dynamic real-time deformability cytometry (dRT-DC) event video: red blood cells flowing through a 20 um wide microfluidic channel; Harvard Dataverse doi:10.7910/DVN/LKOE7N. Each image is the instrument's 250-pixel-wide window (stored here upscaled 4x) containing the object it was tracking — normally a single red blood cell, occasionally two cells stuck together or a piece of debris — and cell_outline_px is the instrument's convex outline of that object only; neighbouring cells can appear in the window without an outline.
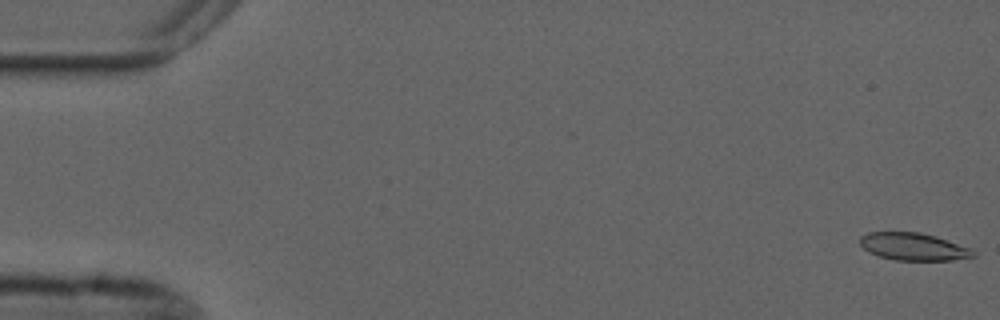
{"species": "common noctule bat (a hibernating species)", "species_latin": "Nyctalus noctula", "temperature_condition": "cold", "stored_images_in_passage": 55, "camera_frame_rate_fps": 3000, "um_per_image_px": 0.085, "animal": {"sex": "male", "forearm_length_mm": 52.5}, "frame": {"image": 1, "passage_image": 1, "time_ms": 0.0, "image_size_px": [1000, 320], "cell_outline_px": [[976, 256], [952, 260], [896, 260], [880, 256], [868, 252], [860, 244], [860, 236], [868, 232], [920, 232], [936, 236], [968, 248], [976, 252]], "centroid_in_image_um": [77.62, 20.96], "position_along_channel_um": 7.4, "area_um2": 17.98}}
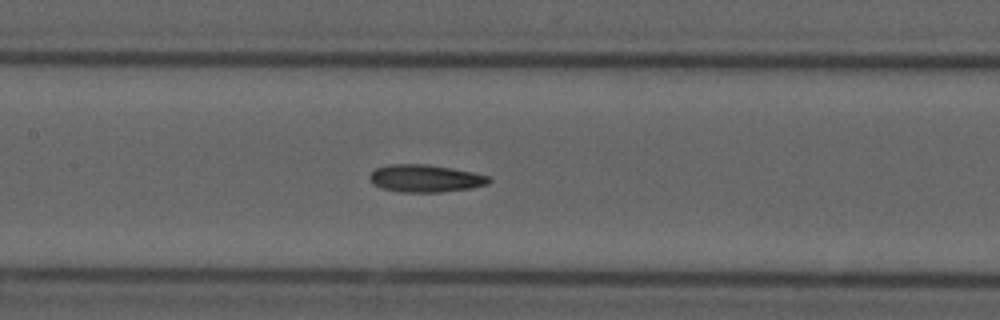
{"frame": {"image": 2, "passage_image": 26, "time_ms": 8.333, "image_size_px": [1000, 320], "cell_outline_px": [[492, 180], [488, 184], [472, 188], [440, 192], [400, 192], [380, 188], [368, 176], [376, 168], [388, 164], [428, 164], [472, 172], [492, 176]], "centroid_in_image_um": [36.19, 15.16], "position_along_channel_um": 171.2, "area_um2": 19.13}}
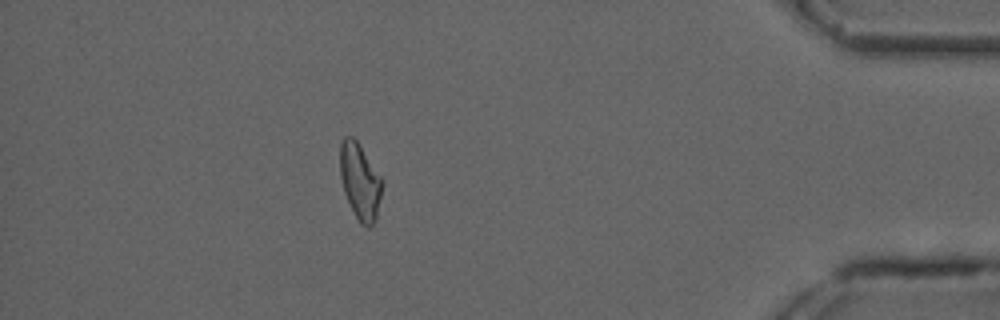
{"frame": {"image": 3, "passage_image": 49, "time_ms": 16.0, "image_size_px": [1000, 320], "cell_outline_px": [[384, 184], [376, 220], [368, 228], [360, 224], [344, 192], [340, 176], [340, 144], [344, 136], [352, 136], [360, 144], [384, 180]], "centroid_in_image_um": [30.63, 15.4], "position_along_channel_um": 404.6, "area_um2": 18.96}, "authors_computed_cell_mechanics": {"area_um2": 18.785, "velocity_mm_per_s": 3.6891, "shape_relaxation_time_tau1_ms": null, "shape_relaxation_time_tau2_ms": 4.1486, "deformation_change_tau1": null, "deformation_change_tau2": 0.1215}}